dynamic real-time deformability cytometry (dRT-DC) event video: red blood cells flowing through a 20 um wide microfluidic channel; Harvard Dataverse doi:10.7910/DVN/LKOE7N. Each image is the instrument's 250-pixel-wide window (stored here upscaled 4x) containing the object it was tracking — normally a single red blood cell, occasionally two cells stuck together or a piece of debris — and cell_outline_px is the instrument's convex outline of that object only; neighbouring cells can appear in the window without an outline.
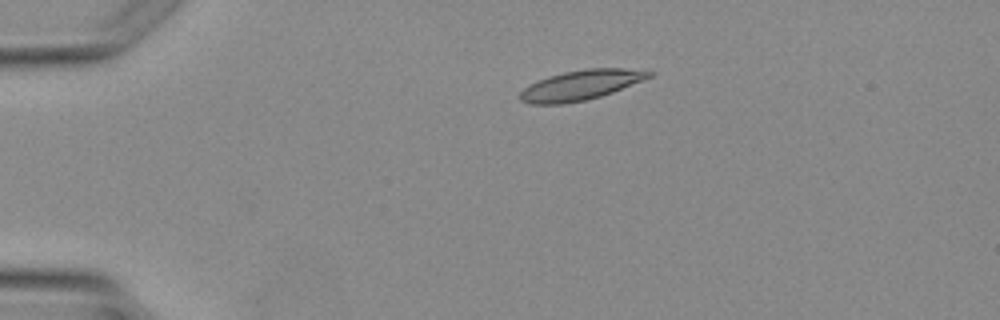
{"species": "Egyptian fruit bat (a non-hibernating species)", "species_latin": "Rousettus aegyptiacus", "temperature_condition": "warm", "stored_images_in_passage": 3, "camera_frame_rate_fps": 3000, "um_per_image_px": 0.085, "animal": {"sex": "female"}, "frame": {"image": 1, "passage_image": 1, "time_ms": 0.0, "image_size_px": [1000, 320], "cell_outline_px": [[652, 76], [612, 92], [600, 96], [584, 100], [564, 104], [532, 104], [520, 100], [520, 92], [524, 88], [548, 76], [564, 72], [588, 68], [624, 68], [652, 72]], "centroid_in_image_um": [49.34, 7.23], "position_along_channel_um": 35.7, "area_um2": 22.02}}